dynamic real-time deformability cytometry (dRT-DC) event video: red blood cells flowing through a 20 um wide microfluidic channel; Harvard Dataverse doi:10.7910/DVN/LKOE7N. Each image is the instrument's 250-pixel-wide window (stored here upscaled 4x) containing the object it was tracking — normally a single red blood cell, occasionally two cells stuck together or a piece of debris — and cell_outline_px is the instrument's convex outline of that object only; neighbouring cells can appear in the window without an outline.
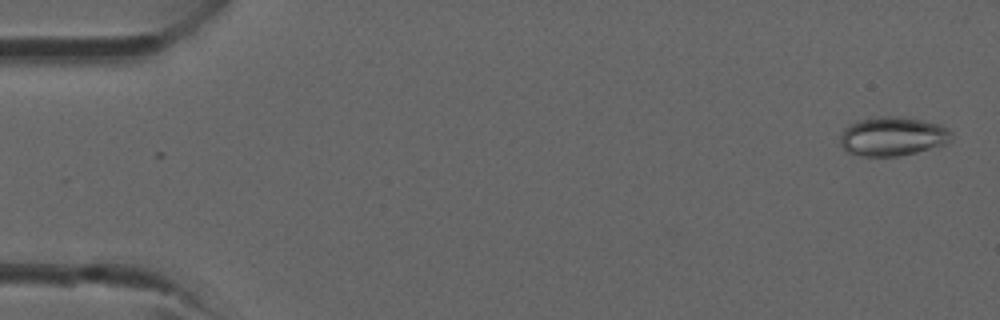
{"species": "common noctule bat (a hibernating species)", "species_latin": "Nyctalus noctula", "temperature_condition": "room temperature", "stored_images_in_passage": 38, "camera_frame_rate_fps": 3000, "um_per_image_px": 0.085, "animal": {"sex": "male", "forearm_length_mm": 52.5}, "frame": {"image": 1, "passage_image": 1, "time_ms": 0.0, "image_size_px": [1000, 320], "cell_outline_px": [[952, 140], [948, 144], [900, 156], [860, 156], [848, 152], [840, 144], [840, 136], [844, 128], [856, 120], [872, 116], [896, 116], [920, 120], [940, 124], [948, 128], [952, 132]], "centroid_in_image_um": [75.88, 11.58], "position_along_channel_um": 9.1, "area_um2": 25.66}}
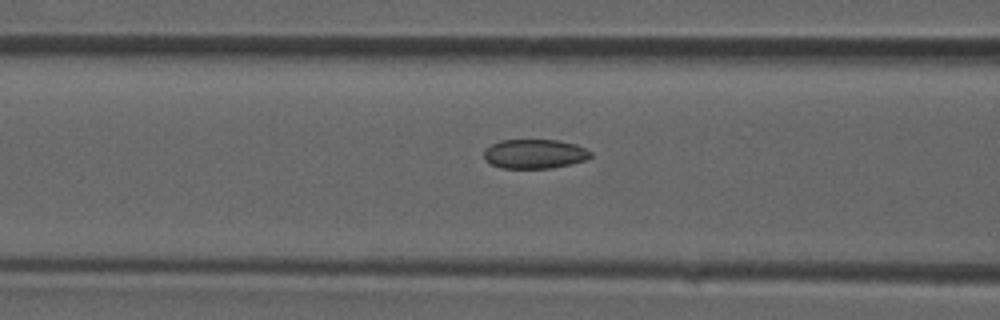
{"frame": {"image": 2, "passage_image": 15, "time_ms": 4.667, "image_size_px": [1000, 320], "cell_outline_px": [[592, 156], [588, 160], [572, 164], [552, 168], [500, 168], [484, 160], [484, 148], [500, 140], [556, 140], [576, 144], [592, 152]], "centroid_in_image_um": [45.45, 13.08], "position_along_channel_um": 121.1, "area_um2": 18.44}}
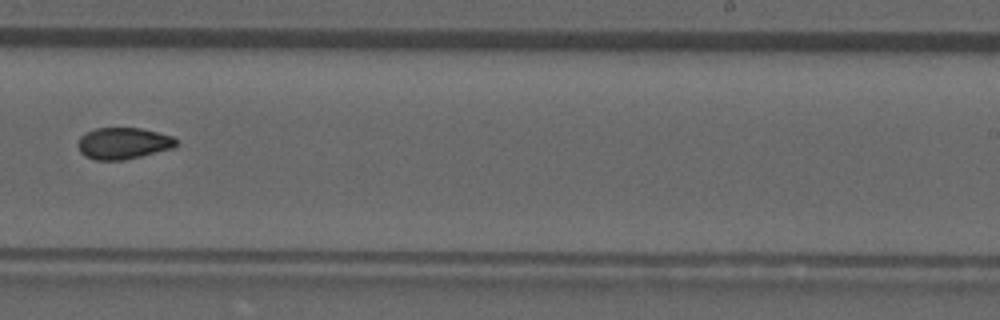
{"frame": {"image": 3, "passage_image": 24, "time_ms": 7.667, "image_size_px": [1000, 320], "cell_outline_px": [[176, 148], [124, 160], [92, 160], [84, 156], [80, 152], [76, 144], [80, 136], [84, 132], [96, 128], [140, 128], [172, 136], [176, 140]], "centroid_in_image_um": [10.43, 12.19], "position_along_channel_um": 278.6, "area_um2": 18.32}}